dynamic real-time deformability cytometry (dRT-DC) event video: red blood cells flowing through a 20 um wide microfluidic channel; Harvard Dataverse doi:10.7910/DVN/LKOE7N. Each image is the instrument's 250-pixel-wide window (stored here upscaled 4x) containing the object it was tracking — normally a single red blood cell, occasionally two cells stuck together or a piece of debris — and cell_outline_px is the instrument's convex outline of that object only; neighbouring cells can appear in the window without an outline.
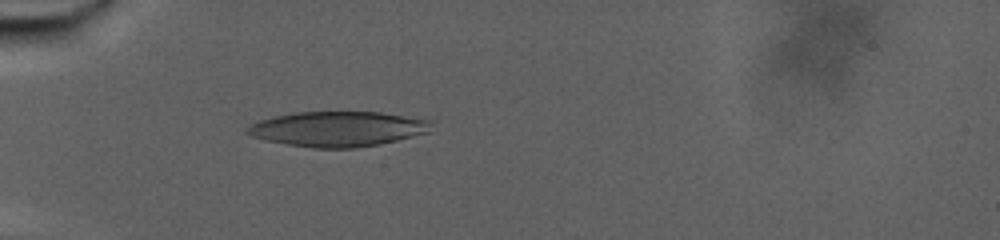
{"species": "human", "species_latin": "Homo sapiens", "temperature_condition": "warm", "stored_images_in_passage": 66, "camera_frame_rate_fps": 3000, "um_per_image_px": 0.085, "donor": {"sex": "male"}, "frame": {"image": 1, "passage_image": 14, "time_ms": 4.333, "image_size_px": [1000, 240], "cell_outline_px": [[432, 120], [428, 132], [380, 144], [356, 148], [312, 148], [264, 140], [252, 136], [244, 132], [244, 128], [260, 120], [276, 116], [296, 112], [380, 112]], "centroid_in_image_um": [28.68, 10.96], "position_along_channel_um": 56.3, "area_um2": 37.51}}
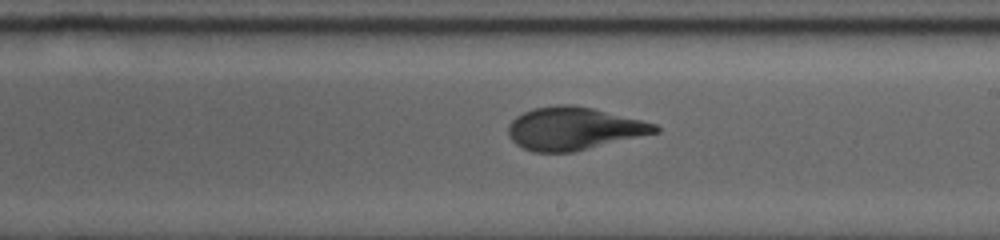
{"frame": {"image": 2, "passage_image": 36, "time_ms": 11.667, "image_size_px": [1000, 240], "cell_outline_px": [[660, 132], [572, 152], [532, 152], [516, 144], [508, 136], [508, 124], [516, 116], [532, 108], [556, 104], [572, 104], [592, 108], [656, 124], [660, 128]], "centroid_in_image_um": [48.74, 10.92], "position_along_channel_um": 240.3, "area_um2": 36.53}}
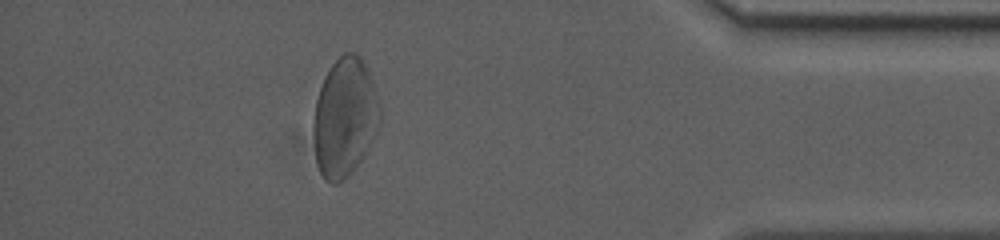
{"frame": {"image": 3, "passage_image": 58, "time_ms": 19.0, "image_size_px": [1000, 240], "cell_outline_px": [[380, 124], [376, 132], [360, 160], [352, 172], [344, 180], [336, 184], [332, 184], [324, 180], [316, 164], [312, 128], [312, 124], [316, 100], [324, 76], [332, 64], [344, 52], [356, 52], [360, 56], [372, 80], [380, 104]], "centroid_in_image_um": [29.27, 9.99], "position_along_channel_um": 405.9, "area_um2": 46.18}, "authors_computed_cell_mechanics": {"area_um2": 37.5989, "velocity_mm_per_s": 2.7321, "shape_relaxation_time_tau1_ms": 7.8755, "shape_relaxation_time_tau2_ms": 1.758, "deformation_change_tau1": 0.2396, "deformation_change_tau2": 0.0787}}